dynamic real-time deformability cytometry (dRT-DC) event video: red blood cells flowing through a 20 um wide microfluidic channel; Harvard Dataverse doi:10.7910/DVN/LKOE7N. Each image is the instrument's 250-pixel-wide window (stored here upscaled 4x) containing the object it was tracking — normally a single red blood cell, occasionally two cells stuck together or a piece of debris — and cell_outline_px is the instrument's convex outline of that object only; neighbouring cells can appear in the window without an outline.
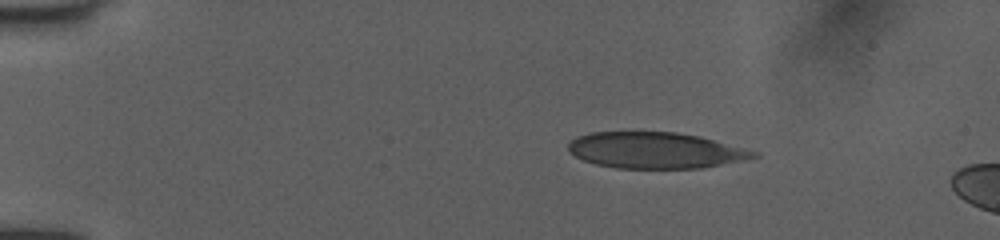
{"species": "human", "species_latin": "Homo sapiens", "temperature_condition": "room temperature", "stored_images_in_passage": 9, "camera_frame_rate_fps": 3000, "um_per_image_px": 0.085, "donor": {"sex": "female"}, "frame": {"image": 1, "passage_image": 1, "time_ms": 0.0, "image_size_px": [1000, 240], "cell_outline_px": [[760, 156], [700, 168], [616, 168], [596, 164], [584, 160], [568, 152], [568, 144], [576, 136], [592, 132], [676, 132], [700, 136], [760, 152]], "centroid_in_image_um": [55.69, 12.77], "position_along_channel_um": 29.3, "area_um2": 38.9}}